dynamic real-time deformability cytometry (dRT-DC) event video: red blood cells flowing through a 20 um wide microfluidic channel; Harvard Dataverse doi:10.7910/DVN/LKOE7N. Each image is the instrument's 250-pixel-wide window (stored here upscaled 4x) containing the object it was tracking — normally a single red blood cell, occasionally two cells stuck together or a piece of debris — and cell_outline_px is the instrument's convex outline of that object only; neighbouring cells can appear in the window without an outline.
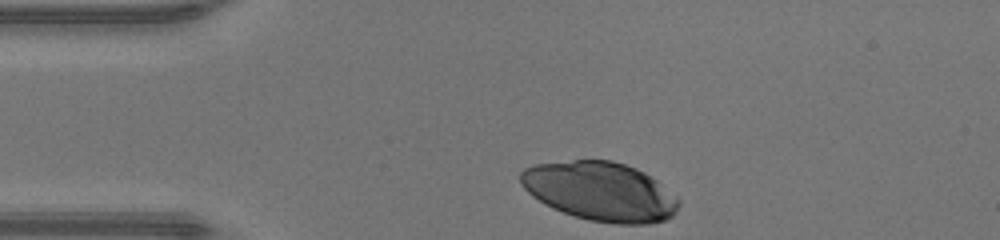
{"species": "human", "species_latin": "Homo sapiens", "temperature_condition": "warm", "stored_images_in_passage": 29, "camera_frame_rate_fps": 3000, "um_per_image_px": 0.085, "donor": {"sex": "male"}, "frame": {"image": 1, "passage_image": 1, "time_ms": 0.0, "image_size_px": [1000, 240], "cell_outline_px": [[680, 204], [676, 212], [672, 216], [664, 220], [644, 224], [612, 224], [588, 220], [552, 208], [544, 204], [532, 196], [520, 184], [520, 172], [524, 168], [536, 164], [572, 160], [612, 160], [636, 168], [644, 172], [656, 180], [676, 196], [680, 200]], "centroid_in_image_um": [51.02, 16.27], "position_along_channel_um": 34.0, "area_um2": 54.45}}
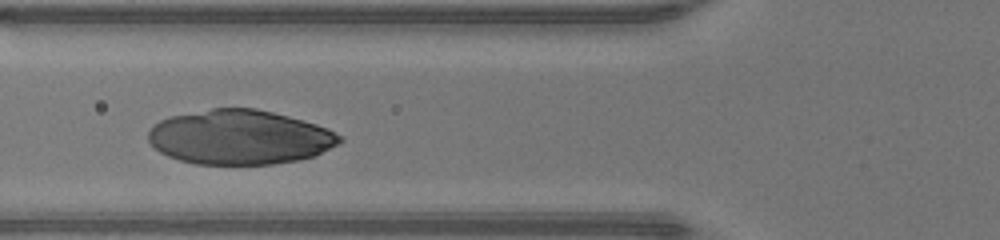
{"frame": {"image": 2, "passage_image": 9, "time_ms": 2.667, "image_size_px": [1000, 240], "cell_outline_px": [[344, 140], [312, 156], [300, 160], [272, 164], [196, 164], [180, 160], [168, 156], [160, 152], [148, 140], [148, 132], [152, 124], [168, 116], [212, 108], [256, 108], [288, 116], [316, 124], [340, 136]], "centroid_in_image_um": [20.3, 11.65], "position_along_channel_um": 105.5, "area_um2": 60.52}}
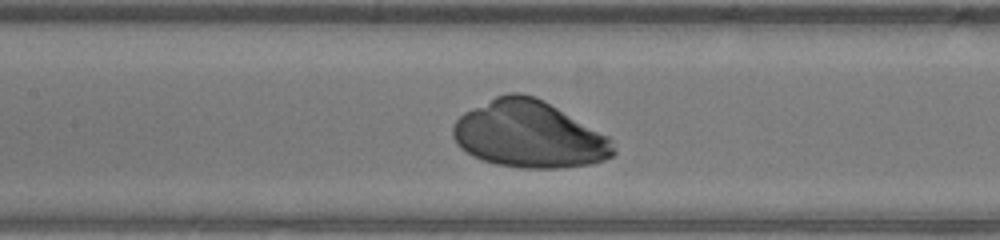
{"frame": {"image": 3, "passage_image": 13, "time_ms": 4.0, "image_size_px": [1000, 240], "cell_outline_px": [[616, 152], [612, 156], [604, 160], [592, 164], [560, 168], [524, 168], [496, 164], [472, 156], [460, 148], [456, 144], [452, 136], [452, 128], [456, 120], [464, 112], [496, 96], [508, 92], [520, 92], [536, 96], [544, 100], [608, 136]], "centroid_in_image_um": [44.95, 11.42], "position_along_channel_um": 162.5, "area_um2": 62.6}}